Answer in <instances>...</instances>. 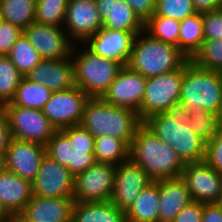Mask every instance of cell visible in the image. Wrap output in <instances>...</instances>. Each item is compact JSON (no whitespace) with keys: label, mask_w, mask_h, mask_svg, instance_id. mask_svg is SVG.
<instances>
[{"label":"cell","mask_w":222,"mask_h":222,"mask_svg":"<svg viewBox=\"0 0 222 222\" xmlns=\"http://www.w3.org/2000/svg\"><path fill=\"white\" fill-rule=\"evenodd\" d=\"M89 98L77 86L63 91H53L42 112L56 130L80 125L83 108Z\"/></svg>","instance_id":"9c48e42d"},{"label":"cell","mask_w":222,"mask_h":222,"mask_svg":"<svg viewBox=\"0 0 222 222\" xmlns=\"http://www.w3.org/2000/svg\"><path fill=\"white\" fill-rule=\"evenodd\" d=\"M115 171V165L96 162L77 175L74 182V201H110L114 190Z\"/></svg>","instance_id":"ba28073f"},{"label":"cell","mask_w":222,"mask_h":222,"mask_svg":"<svg viewBox=\"0 0 222 222\" xmlns=\"http://www.w3.org/2000/svg\"><path fill=\"white\" fill-rule=\"evenodd\" d=\"M6 170L5 156L0 155V174Z\"/></svg>","instance_id":"f907efd6"},{"label":"cell","mask_w":222,"mask_h":222,"mask_svg":"<svg viewBox=\"0 0 222 222\" xmlns=\"http://www.w3.org/2000/svg\"><path fill=\"white\" fill-rule=\"evenodd\" d=\"M202 222H222V204L203 203Z\"/></svg>","instance_id":"7dc6e473"},{"label":"cell","mask_w":222,"mask_h":222,"mask_svg":"<svg viewBox=\"0 0 222 222\" xmlns=\"http://www.w3.org/2000/svg\"><path fill=\"white\" fill-rule=\"evenodd\" d=\"M159 198L157 180L144 188L125 212L126 222H158Z\"/></svg>","instance_id":"d4e9b609"},{"label":"cell","mask_w":222,"mask_h":222,"mask_svg":"<svg viewBox=\"0 0 222 222\" xmlns=\"http://www.w3.org/2000/svg\"><path fill=\"white\" fill-rule=\"evenodd\" d=\"M188 60L177 46L154 39L143 30L134 38L127 66L148 79L177 70Z\"/></svg>","instance_id":"277c9868"},{"label":"cell","mask_w":222,"mask_h":222,"mask_svg":"<svg viewBox=\"0 0 222 222\" xmlns=\"http://www.w3.org/2000/svg\"><path fill=\"white\" fill-rule=\"evenodd\" d=\"M33 197L32 183L8 170L0 174V202L13 216L20 214Z\"/></svg>","instance_id":"603a6c76"},{"label":"cell","mask_w":222,"mask_h":222,"mask_svg":"<svg viewBox=\"0 0 222 222\" xmlns=\"http://www.w3.org/2000/svg\"><path fill=\"white\" fill-rule=\"evenodd\" d=\"M195 65L213 71L222 70V39L204 40L201 48L190 59Z\"/></svg>","instance_id":"d590c367"},{"label":"cell","mask_w":222,"mask_h":222,"mask_svg":"<svg viewBox=\"0 0 222 222\" xmlns=\"http://www.w3.org/2000/svg\"><path fill=\"white\" fill-rule=\"evenodd\" d=\"M75 177L64 165L45 155L32 182L33 196L73 197Z\"/></svg>","instance_id":"8fae6325"},{"label":"cell","mask_w":222,"mask_h":222,"mask_svg":"<svg viewBox=\"0 0 222 222\" xmlns=\"http://www.w3.org/2000/svg\"><path fill=\"white\" fill-rule=\"evenodd\" d=\"M95 1L103 22L102 27L132 32L135 36L144 30V23L125 0Z\"/></svg>","instance_id":"ffe728a7"},{"label":"cell","mask_w":222,"mask_h":222,"mask_svg":"<svg viewBox=\"0 0 222 222\" xmlns=\"http://www.w3.org/2000/svg\"><path fill=\"white\" fill-rule=\"evenodd\" d=\"M203 203L192 201L185 206L173 222H202Z\"/></svg>","instance_id":"ee69618b"},{"label":"cell","mask_w":222,"mask_h":222,"mask_svg":"<svg viewBox=\"0 0 222 222\" xmlns=\"http://www.w3.org/2000/svg\"><path fill=\"white\" fill-rule=\"evenodd\" d=\"M129 159L153 181L181 177L184 169L171 145L163 143L143 122L131 141Z\"/></svg>","instance_id":"6da1fadb"},{"label":"cell","mask_w":222,"mask_h":222,"mask_svg":"<svg viewBox=\"0 0 222 222\" xmlns=\"http://www.w3.org/2000/svg\"><path fill=\"white\" fill-rule=\"evenodd\" d=\"M204 161L217 173L222 174V130L206 142Z\"/></svg>","instance_id":"ab89813d"},{"label":"cell","mask_w":222,"mask_h":222,"mask_svg":"<svg viewBox=\"0 0 222 222\" xmlns=\"http://www.w3.org/2000/svg\"><path fill=\"white\" fill-rule=\"evenodd\" d=\"M45 155L44 145L11 137L5 154L6 170L32 183Z\"/></svg>","instance_id":"e0dca14e"},{"label":"cell","mask_w":222,"mask_h":222,"mask_svg":"<svg viewBox=\"0 0 222 222\" xmlns=\"http://www.w3.org/2000/svg\"><path fill=\"white\" fill-rule=\"evenodd\" d=\"M141 123L137 112L110 105L101 97H90L84 105L80 125L94 138L108 135L122 139L130 146Z\"/></svg>","instance_id":"3957f363"},{"label":"cell","mask_w":222,"mask_h":222,"mask_svg":"<svg viewBox=\"0 0 222 222\" xmlns=\"http://www.w3.org/2000/svg\"><path fill=\"white\" fill-rule=\"evenodd\" d=\"M71 58L75 85L89 97H102L123 67L114 60L92 53L85 46L80 48V43L73 45Z\"/></svg>","instance_id":"5b68a950"},{"label":"cell","mask_w":222,"mask_h":222,"mask_svg":"<svg viewBox=\"0 0 222 222\" xmlns=\"http://www.w3.org/2000/svg\"><path fill=\"white\" fill-rule=\"evenodd\" d=\"M52 91L47 87L22 77L13 99L5 105H17L42 110Z\"/></svg>","instance_id":"4316f807"},{"label":"cell","mask_w":222,"mask_h":222,"mask_svg":"<svg viewBox=\"0 0 222 222\" xmlns=\"http://www.w3.org/2000/svg\"><path fill=\"white\" fill-rule=\"evenodd\" d=\"M197 13H206L218 10L221 5V0H192Z\"/></svg>","instance_id":"c3c4849f"},{"label":"cell","mask_w":222,"mask_h":222,"mask_svg":"<svg viewBox=\"0 0 222 222\" xmlns=\"http://www.w3.org/2000/svg\"><path fill=\"white\" fill-rule=\"evenodd\" d=\"M183 66L177 70L147 79L140 107V120L162 112L176 111L179 107Z\"/></svg>","instance_id":"8992f818"},{"label":"cell","mask_w":222,"mask_h":222,"mask_svg":"<svg viewBox=\"0 0 222 222\" xmlns=\"http://www.w3.org/2000/svg\"><path fill=\"white\" fill-rule=\"evenodd\" d=\"M180 21L164 17L151 16L144 23V31L154 39L178 47Z\"/></svg>","instance_id":"4dcf8cb0"},{"label":"cell","mask_w":222,"mask_h":222,"mask_svg":"<svg viewBox=\"0 0 222 222\" xmlns=\"http://www.w3.org/2000/svg\"><path fill=\"white\" fill-rule=\"evenodd\" d=\"M23 30L9 22L2 21L0 25V55H7Z\"/></svg>","instance_id":"b9f144b4"},{"label":"cell","mask_w":222,"mask_h":222,"mask_svg":"<svg viewBox=\"0 0 222 222\" xmlns=\"http://www.w3.org/2000/svg\"><path fill=\"white\" fill-rule=\"evenodd\" d=\"M95 163L96 159L94 152L74 151L72 152L71 163H69L66 167L71 174L76 177Z\"/></svg>","instance_id":"7bdbcfd3"},{"label":"cell","mask_w":222,"mask_h":222,"mask_svg":"<svg viewBox=\"0 0 222 222\" xmlns=\"http://www.w3.org/2000/svg\"><path fill=\"white\" fill-rule=\"evenodd\" d=\"M25 77L53 91H63L75 85L74 63L70 57L43 59Z\"/></svg>","instance_id":"ac0fdd59"},{"label":"cell","mask_w":222,"mask_h":222,"mask_svg":"<svg viewBox=\"0 0 222 222\" xmlns=\"http://www.w3.org/2000/svg\"><path fill=\"white\" fill-rule=\"evenodd\" d=\"M61 131L69 138L74 151L94 152L95 138L81 125L70 126Z\"/></svg>","instance_id":"f35d334b"},{"label":"cell","mask_w":222,"mask_h":222,"mask_svg":"<svg viewBox=\"0 0 222 222\" xmlns=\"http://www.w3.org/2000/svg\"><path fill=\"white\" fill-rule=\"evenodd\" d=\"M22 77L11 60L0 55V106L10 103Z\"/></svg>","instance_id":"d6a6232c"},{"label":"cell","mask_w":222,"mask_h":222,"mask_svg":"<svg viewBox=\"0 0 222 222\" xmlns=\"http://www.w3.org/2000/svg\"><path fill=\"white\" fill-rule=\"evenodd\" d=\"M184 117L192 126L193 132L205 142L221 130L220 114L206 110H192L185 113Z\"/></svg>","instance_id":"1f68e13d"},{"label":"cell","mask_w":222,"mask_h":222,"mask_svg":"<svg viewBox=\"0 0 222 222\" xmlns=\"http://www.w3.org/2000/svg\"><path fill=\"white\" fill-rule=\"evenodd\" d=\"M2 21H3V19H2V16L0 14V25H1Z\"/></svg>","instance_id":"11a10c76"},{"label":"cell","mask_w":222,"mask_h":222,"mask_svg":"<svg viewBox=\"0 0 222 222\" xmlns=\"http://www.w3.org/2000/svg\"><path fill=\"white\" fill-rule=\"evenodd\" d=\"M23 33L42 59H62L71 56L74 43L62 27L34 22L25 28Z\"/></svg>","instance_id":"5bb4252c"},{"label":"cell","mask_w":222,"mask_h":222,"mask_svg":"<svg viewBox=\"0 0 222 222\" xmlns=\"http://www.w3.org/2000/svg\"><path fill=\"white\" fill-rule=\"evenodd\" d=\"M220 128L222 130V109H221V112H220Z\"/></svg>","instance_id":"f5cc1de1"},{"label":"cell","mask_w":222,"mask_h":222,"mask_svg":"<svg viewBox=\"0 0 222 222\" xmlns=\"http://www.w3.org/2000/svg\"><path fill=\"white\" fill-rule=\"evenodd\" d=\"M72 222H126V216L111 201L74 202Z\"/></svg>","instance_id":"cb8c5ba5"},{"label":"cell","mask_w":222,"mask_h":222,"mask_svg":"<svg viewBox=\"0 0 222 222\" xmlns=\"http://www.w3.org/2000/svg\"><path fill=\"white\" fill-rule=\"evenodd\" d=\"M37 0H0L2 19L22 30L35 22Z\"/></svg>","instance_id":"f1b7e54d"},{"label":"cell","mask_w":222,"mask_h":222,"mask_svg":"<svg viewBox=\"0 0 222 222\" xmlns=\"http://www.w3.org/2000/svg\"><path fill=\"white\" fill-rule=\"evenodd\" d=\"M6 56L23 76L43 60L24 33L16 40Z\"/></svg>","instance_id":"f546056e"},{"label":"cell","mask_w":222,"mask_h":222,"mask_svg":"<svg viewBox=\"0 0 222 222\" xmlns=\"http://www.w3.org/2000/svg\"><path fill=\"white\" fill-rule=\"evenodd\" d=\"M153 180L130 159L116 165L114 190L111 203L126 212L141 191Z\"/></svg>","instance_id":"4fadbf2b"},{"label":"cell","mask_w":222,"mask_h":222,"mask_svg":"<svg viewBox=\"0 0 222 222\" xmlns=\"http://www.w3.org/2000/svg\"><path fill=\"white\" fill-rule=\"evenodd\" d=\"M197 13L192 0H156L152 16H164L178 21Z\"/></svg>","instance_id":"8d00e7d4"},{"label":"cell","mask_w":222,"mask_h":222,"mask_svg":"<svg viewBox=\"0 0 222 222\" xmlns=\"http://www.w3.org/2000/svg\"><path fill=\"white\" fill-rule=\"evenodd\" d=\"M130 146L122 139L104 135L95 138L94 155L96 162L118 165L129 160Z\"/></svg>","instance_id":"83f0119b"},{"label":"cell","mask_w":222,"mask_h":222,"mask_svg":"<svg viewBox=\"0 0 222 222\" xmlns=\"http://www.w3.org/2000/svg\"><path fill=\"white\" fill-rule=\"evenodd\" d=\"M12 138L46 145L57 131L42 110L4 105Z\"/></svg>","instance_id":"52a82bcc"},{"label":"cell","mask_w":222,"mask_h":222,"mask_svg":"<svg viewBox=\"0 0 222 222\" xmlns=\"http://www.w3.org/2000/svg\"><path fill=\"white\" fill-rule=\"evenodd\" d=\"M204 40L222 39V10L203 13Z\"/></svg>","instance_id":"60d3db41"},{"label":"cell","mask_w":222,"mask_h":222,"mask_svg":"<svg viewBox=\"0 0 222 222\" xmlns=\"http://www.w3.org/2000/svg\"><path fill=\"white\" fill-rule=\"evenodd\" d=\"M134 38L135 35L132 32L101 27L95 34L81 43V46H85L96 55L127 66Z\"/></svg>","instance_id":"2e32d148"},{"label":"cell","mask_w":222,"mask_h":222,"mask_svg":"<svg viewBox=\"0 0 222 222\" xmlns=\"http://www.w3.org/2000/svg\"><path fill=\"white\" fill-rule=\"evenodd\" d=\"M46 155L52 158L55 162L67 166L71 163L73 147L70 144L69 138L61 131L57 130L49 142L45 145Z\"/></svg>","instance_id":"74e56055"},{"label":"cell","mask_w":222,"mask_h":222,"mask_svg":"<svg viewBox=\"0 0 222 222\" xmlns=\"http://www.w3.org/2000/svg\"><path fill=\"white\" fill-rule=\"evenodd\" d=\"M159 196L158 222H173L175 216L193 201L181 177L159 180Z\"/></svg>","instance_id":"44dd1931"},{"label":"cell","mask_w":222,"mask_h":222,"mask_svg":"<svg viewBox=\"0 0 222 222\" xmlns=\"http://www.w3.org/2000/svg\"><path fill=\"white\" fill-rule=\"evenodd\" d=\"M143 123L165 144L175 143L176 111L149 116Z\"/></svg>","instance_id":"e575fe53"},{"label":"cell","mask_w":222,"mask_h":222,"mask_svg":"<svg viewBox=\"0 0 222 222\" xmlns=\"http://www.w3.org/2000/svg\"><path fill=\"white\" fill-rule=\"evenodd\" d=\"M73 197L47 198L33 196L14 220L34 222H72Z\"/></svg>","instance_id":"d6986e66"},{"label":"cell","mask_w":222,"mask_h":222,"mask_svg":"<svg viewBox=\"0 0 222 222\" xmlns=\"http://www.w3.org/2000/svg\"><path fill=\"white\" fill-rule=\"evenodd\" d=\"M69 0H37L35 22L63 27Z\"/></svg>","instance_id":"836d02e7"},{"label":"cell","mask_w":222,"mask_h":222,"mask_svg":"<svg viewBox=\"0 0 222 222\" xmlns=\"http://www.w3.org/2000/svg\"><path fill=\"white\" fill-rule=\"evenodd\" d=\"M204 41L203 14L195 13L180 21L178 48L191 59Z\"/></svg>","instance_id":"484cf974"},{"label":"cell","mask_w":222,"mask_h":222,"mask_svg":"<svg viewBox=\"0 0 222 222\" xmlns=\"http://www.w3.org/2000/svg\"><path fill=\"white\" fill-rule=\"evenodd\" d=\"M0 220H14V217L4 208L0 202Z\"/></svg>","instance_id":"681fc988"},{"label":"cell","mask_w":222,"mask_h":222,"mask_svg":"<svg viewBox=\"0 0 222 222\" xmlns=\"http://www.w3.org/2000/svg\"><path fill=\"white\" fill-rule=\"evenodd\" d=\"M10 139L7 111L4 106H0V155L5 156Z\"/></svg>","instance_id":"bcb514c9"},{"label":"cell","mask_w":222,"mask_h":222,"mask_svg":"<svg viewBox=\"0 0 222 222\" xmlns=\"http://www.w3.org/2000/svg\"><path fill=\"white\" fill-rule=\"evenodd\" d=\"M13 222H34L32 220H13Z\"/></svg>","instance_id":"816d5d0a"},{"label":"cell","mask_w":222,"mask_h":222,"mask_svg":"<svg viewBox=\"0 0 222 222\" xmlns=\"http://www.w3.org/2000/svg\"><path fill=\"white\" fill-rule=\"evenodd\" d=\"M0 222H13V220H0Z\"/></svg>","instance_id":"db71d44e"},{"label":"cell","mask_w":222,"mask_h":222,"mask_svg":"<svg viewBox=\"0 0 222 222\" xmlns=\"http://www.w3.org/2000/svg\"><path fill=\"white\" fill-rule=\"evenodd\" d=\"M222 109V76L195 65L190 59L183 65L178 111L206 110L220 114Z\"/></svg>","instance_id":"7a4b0ae2"},{"label":"cell","mask_w":222,"mask_h":222,"mask_svg":"<svg viewBox=\"0 0 222 222\" xmlns=\"http://www.w3.org/2000/svg\"><path fill=\"white\" fill-rule=\"evenodd\" d=\"M95 0H69L63 29L74 43H83L102 27Z\"/></svg>","instance_id":"9a60e30c"},{"label":"cell","mask_w":222,"mask_h":222,"mask_svg":"<svg viewBox=\"0 0 222 222\" xmlns=\"http://www.w3.org/2000/svg\"><path fill=\"white\" fill-rule=\"evenodd\" d=\"M181 178L186 182L193 201L221 203L222 174L205 161L185 164Z\"/></svg>","instance_id":"7c38bea8"},{"label":"cell","mask_w":222,"mask_h":222,"mask_svg":"<svg viewBox=\"0 0 222 222\" xmlns=\"http://www.w3.org/2000/svg\"><path fill=\"white\" fill-rule=\"evenodd\" d=\"M138 18L145 23L155 12L156 0H125Z\"/></svg>","instance_id":"f6af8a7d"},{"label":"cell","mask_w":222,"mask_h":222,"mask_svg":"<svg viewBox=\"0 0 222 222\" xmlns=\"http://www.w3.org/2000/svg\"><path fill=\"white\" fill-rule=\"evenodd\" d=\"M171 147L184 165L204 161L206 142L193 132L184 114L178 110H176L175 143H172Z\"/></svg>","instance_id":"7402d4cb"},{"label":"cell","mask_w":222,"mask_h":222,"mask_svg":"<svg viewBox=\"0 0 222 222\" xmlns=\"http://www.w3.org/2000/svg\"><path fill=\"white\" fill-rule=\"evenodd\" d=\"M146 82V77L128 66H123L101 98L110 105L137 112L140 118Z\"/></svg>","instance_id":"30bf717a"}]
</instances>
